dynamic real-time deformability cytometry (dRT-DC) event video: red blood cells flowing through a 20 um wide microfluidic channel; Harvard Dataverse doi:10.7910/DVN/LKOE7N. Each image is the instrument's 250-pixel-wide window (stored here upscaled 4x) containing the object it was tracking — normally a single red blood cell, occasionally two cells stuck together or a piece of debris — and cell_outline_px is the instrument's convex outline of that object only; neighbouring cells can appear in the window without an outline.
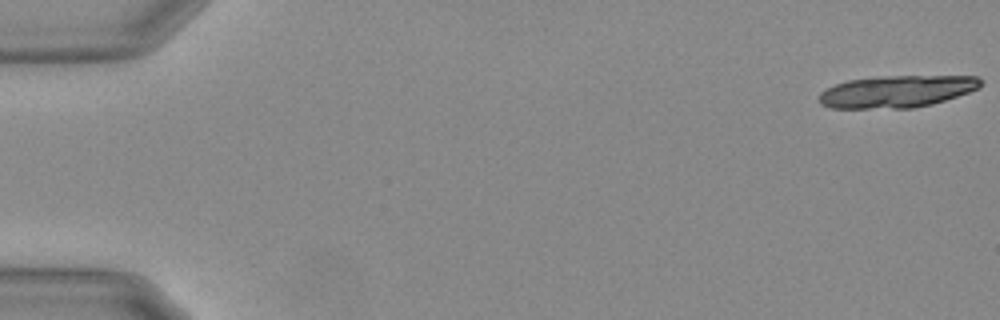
{"species": "Egyptian fruit bat (a non-hibernating species)", "species_latin": "Rousettus aegyptiacus", "temperature_condition": "warm", "stored_images_in_passage": 20, "camera_frame_rate_fps": 3000, "um_per_image_px": 0.085, "animal": {"sex": "female"}, "frame": {"image": 1, "passage_image": 1, "time_ms": 0.0, "image_size_px": [1000, 320], "cell_outline_px": [[984, 80], [980, 88], [932, 104], [912, 108], [832, 108], [820, 104], [820, 92], [836, 84], [848, 80], [884, 76], [980, 76]], "centroid_in_image_um": [76.27, 7.77], "position_along_channel_um": 8.7, "area_um2": 30.11}}
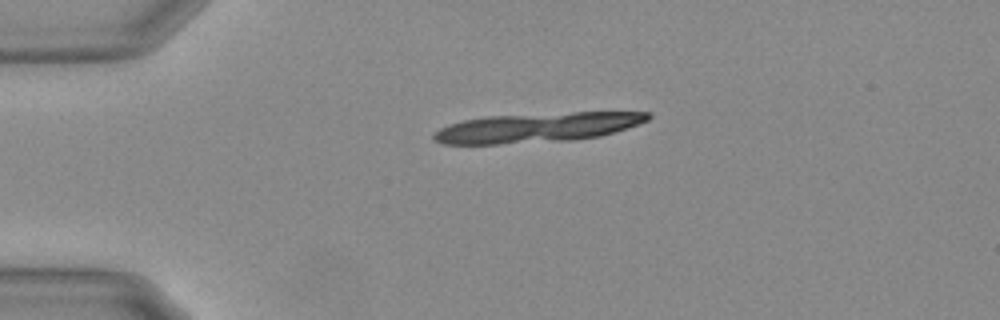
{"frame": {"image": 2, "passage_image": 13, "time_ms": 4.0, "image_size_px": [1000, 320], "cell_outline_px": [[652, 116], [648, 120], [600, 136], [572, 140], [500, 144], [444, 144], [432, 140], [432, 132], [448, 124], [464, 120], [488, 116], [572, 112], [648, 112]], "centroid_in_image_um": [45.57, 10.84], "position_along_channel_um": 39.4, "area_um2": 36.82}}